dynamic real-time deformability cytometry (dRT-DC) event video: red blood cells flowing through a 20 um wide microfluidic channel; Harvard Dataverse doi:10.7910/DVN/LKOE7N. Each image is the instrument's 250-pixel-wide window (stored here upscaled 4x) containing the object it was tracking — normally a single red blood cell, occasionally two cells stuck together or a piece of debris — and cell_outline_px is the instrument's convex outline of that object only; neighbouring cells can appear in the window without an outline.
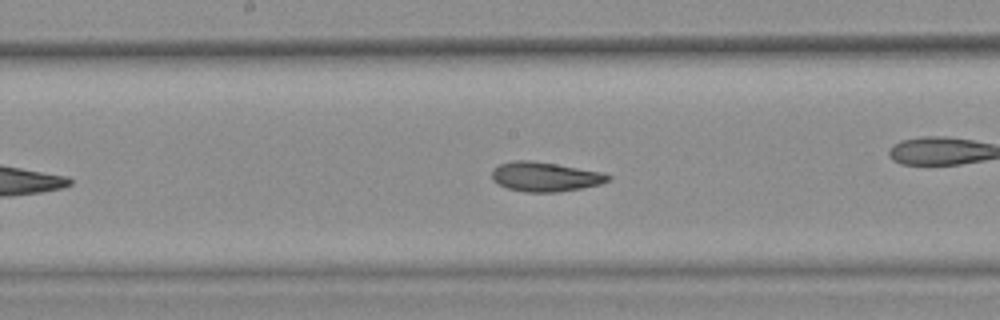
{"species": "common noctule bat (a hibernating species)", "species_latin": "Nyctalus noctula", "temperature_condition": "warm", "stored_images_in_passage": 30, "camera_frame_rate_fps": 3000, "um_per_image_px": 0.085, "animal": {"sex": "female", "body_mass_g": 25.1}, "frame": {"image": 1, "passage_image": 18, "time_ms": 5.667, "image_size_px": [1000, 320], "cell_outline_px": [[612, 180], [600, 184], [560, 192], [524, 192], [508, 188], [492, 180], [492, 168], [500, 164], [516, 160], [528, 160], [556, 164], [600, 172], [612, 176]], "centroid_in_image_um": [46.33, 15.03], "position_along_channel_um": 201.9, "area_um2": 19.83}, "authors_computed_cell_mechanics": {"area_um2": 19.9699, "velocity_mm_per_s": 3.7416, "shape_relaxation_time_tau1_ms": 10.5355, "shape_relaxation_time_tau2_ms": 3.8842, "deformation_change_tau1": 0.2145, "deformation_change_tau2": 0.1069}}